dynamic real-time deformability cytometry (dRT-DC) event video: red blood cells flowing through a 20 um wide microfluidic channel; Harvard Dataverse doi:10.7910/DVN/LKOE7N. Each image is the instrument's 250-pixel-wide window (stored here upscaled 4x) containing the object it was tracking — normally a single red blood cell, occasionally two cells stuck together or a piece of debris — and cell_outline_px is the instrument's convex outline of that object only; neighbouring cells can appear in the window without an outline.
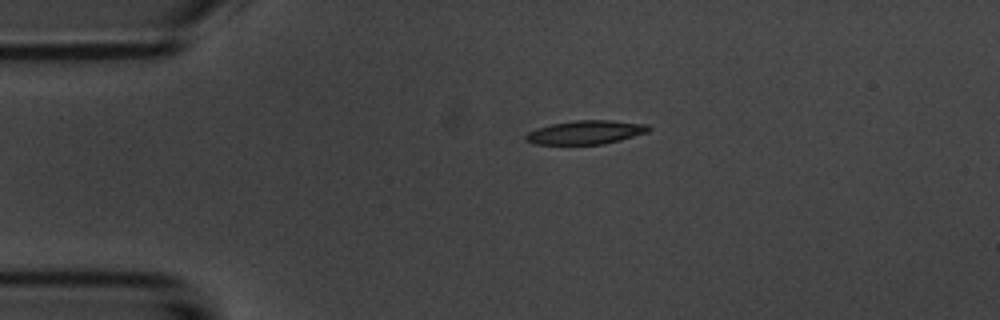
{"species": "common noctule bat (a hibernating species)", "species_latin": "Nyctalus noctula", "temperature_condition": "room temperature", "stored_images_in_passage": 2, "camera_frame_rate_fps": 3000, "um_per_image_px": 0.085, "animal": {"sex": "male", "body_mass_g": 20.1, "forearm_length_mm": 53.5}, "frame": {"image": 1, "passage_image": 2, "time_ms": 1.333, "image_size_px": [1000, 320], "cell_outline_px": [[652, 128], [648, 132], [620, 140], [604, 144], [532, 144], [524, 140], [524, 136], [528, 132], [536, 128], [552, 124], [576, 120], [612, 120], [648, 124]], "centroid_in_image_um": [49.78, 11.24], "position_along_channel_um": 35.2, "area_um2": 17.11}}